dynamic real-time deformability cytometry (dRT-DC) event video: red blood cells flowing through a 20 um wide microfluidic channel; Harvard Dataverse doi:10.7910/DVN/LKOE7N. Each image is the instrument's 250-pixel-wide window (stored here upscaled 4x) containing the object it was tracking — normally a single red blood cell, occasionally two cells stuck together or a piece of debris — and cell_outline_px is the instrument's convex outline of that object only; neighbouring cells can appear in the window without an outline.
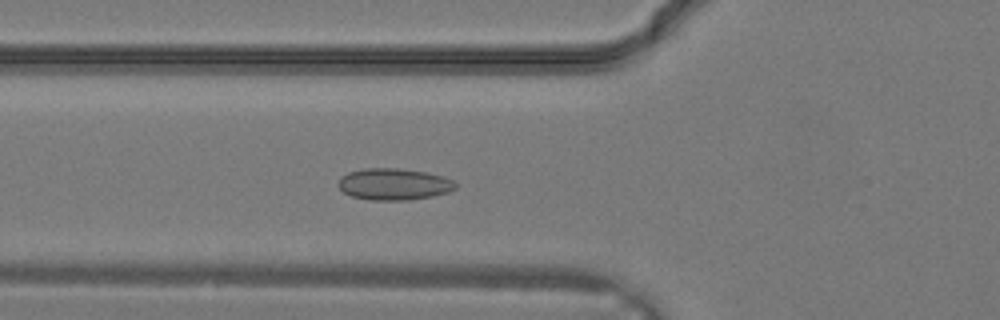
{"species": "common noctule bat (a hibernating species)", "species_latin": "Nyctalus noctula", "temperature_condition": "warm", "stored_images_in_passage": 29, "camera_frame_rate_fps": 3000, "um_per_image_px": 0.085, "animal": {"sex": "male", "body_mass_g": 19.2, "forearm_length_mm": 51.8}, "frame": {"image": 1, "passage_image": 9, "time_ms": 2.667, "image_size_px": [1000, 320], "cell_outline_px": [[456, 188], [448, 192], [432, 196], [408, 200], [372, 200], [352, 196], [344, 192], [336, 184], [340, 176], [348, 172], [364, 168], [396, 168], [424, 172], [444, 176], [452, 180], [456, 184]], "centroid_in_image_um": [33.45, 15.65], "position_along_channel_um": 92.4, "area_um2": 21.62}}
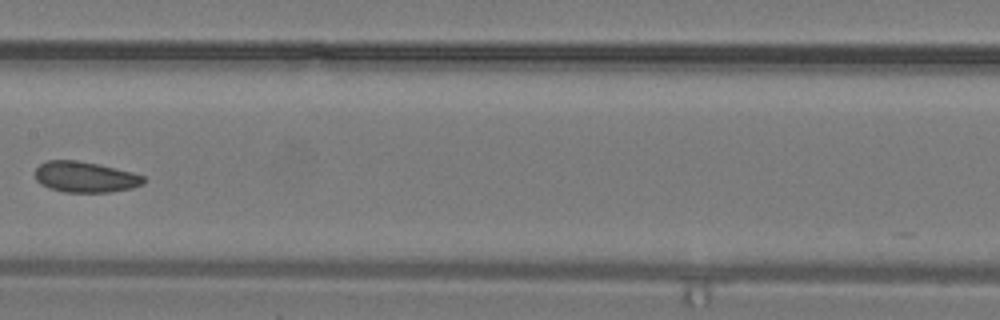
{"frame": {"image": 2, "passage_image": 14, "time_ms": 4.333, "image_size_px": [1000, 320], "cell_outline_px": [[144, 184], [132, 188], [108, 192], [64, 192], [48, 188], [40, 184], [36, 180], [36, 168], [44, 160], [76, 160], [96, 164], [132, 172], [144, 176]], "centroid_in_image_um": [7.21, 15.05], "position_along_channel_um": 200.2, "area_um2": 19.42}}
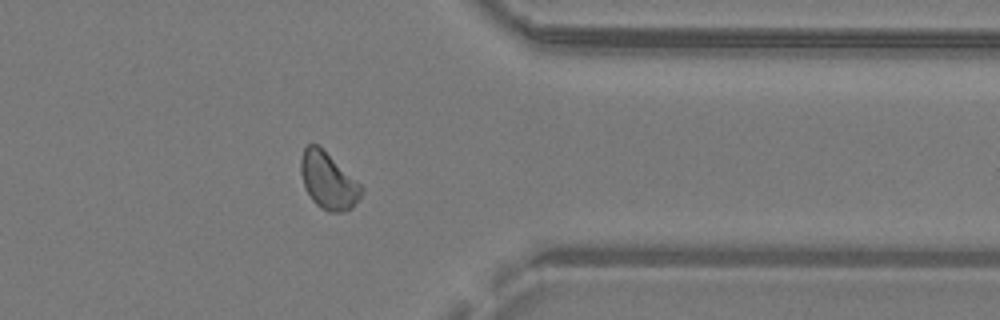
{"frame": {"image": 3, "passage_image": 23, "time_ms": 7.333, "image_size_px": [1000, 320], "cell_outline_px": [[364, 192], [360, 200], [352, 208], [344, 212], [328, 212], [320, 208], [312, 200], [304, 188], [300, 172], [300, 156], [304, 148], [308, 144], [316, 144], [360, 184], [364, 188]], "centroid_in_image_um": [27.89, 15.41], "position_along_channel_um": 383.5, "area_um2": 20.0}}